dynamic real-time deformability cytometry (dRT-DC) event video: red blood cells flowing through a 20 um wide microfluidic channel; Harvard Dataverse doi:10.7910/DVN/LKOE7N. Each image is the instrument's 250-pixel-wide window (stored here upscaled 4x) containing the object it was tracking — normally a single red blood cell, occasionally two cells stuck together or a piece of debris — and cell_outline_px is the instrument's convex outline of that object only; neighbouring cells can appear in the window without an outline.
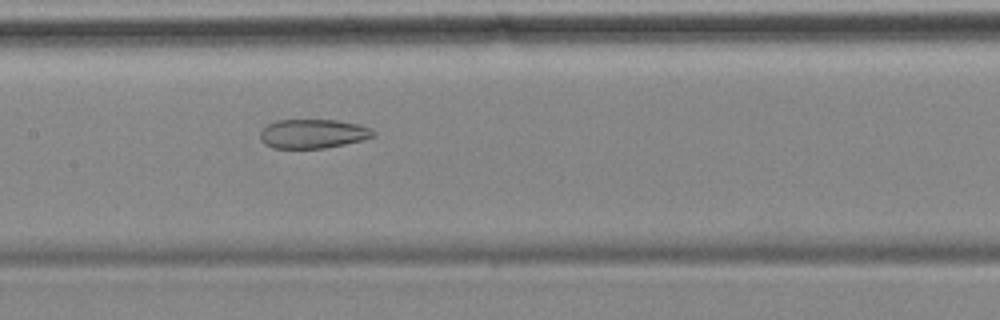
{"species": "common noctule bat (a hibernating species)", "species_latin": "Nyctalus noctula", "temperature_condition": "cold", "stored_images_in_passage": 57, "camera_frame_rate_fps": 3000, "um_per_image_px": 0.085, "animal": {"sex": "female", "body_mass_g": 18.4}, "frame": {"image": 1, "passage_image": 27, "time_ms": 8.667, "image_size_px": [1000, 320], "cell_outline_px": [[376, 136], [364, 140], [324, 148], [272, 148], [264, 144], [260, 140], [260, 132], [268, 124], [276, 120], [336, 120], [360, 124], [376, 132]], "centroid_in_image_um": [26.61, 11.37], "position_along_channel_um": 180.8, "area_um2": 19.31}}
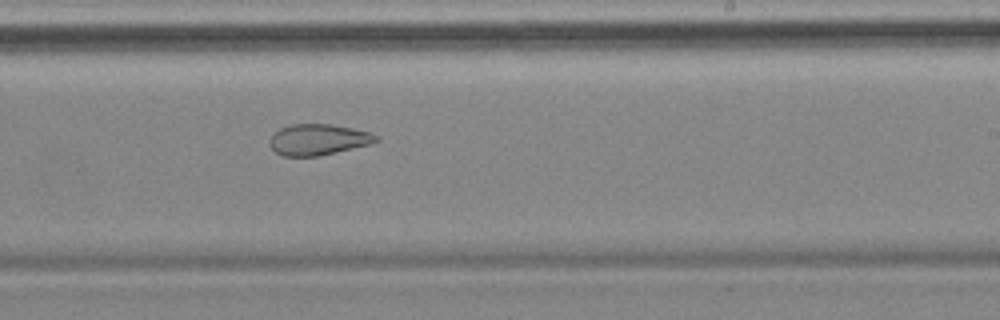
{"frame": {"image": 2, "passage_image": 34, "time_ms": 11.0, "image_size_px": [1000, 320], "cell_outline_px": [[380, 140], [372, 144], [336, 152], [316, 156], [284, 156], [276, 152], [268, 144], [272, 136], [280, 128], [292, 124], [332, 124], [372, 132], [380, 136]], "centroid_in_image_um": [27.11, 11.86], "position_along_channel_um": 261.9, "area_um2": 19.31}}
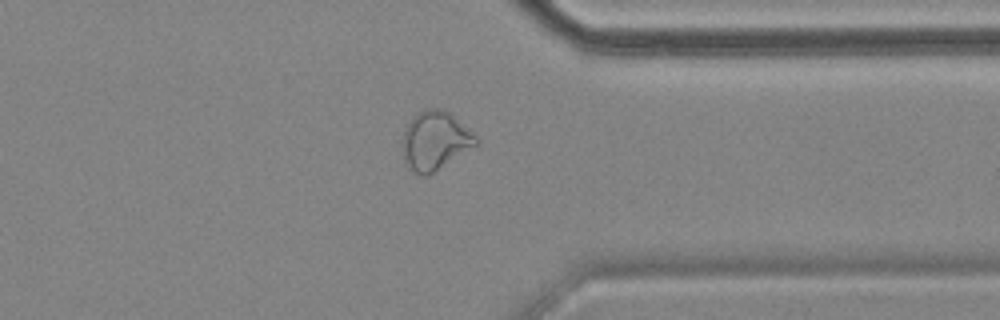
{"frame": {"image": 3, "passage_image": 44, "time_ms": 14.333, "image_size_px": [1000, 320], "cell_outline_px": [[480, 144], [428, 176], [424, 176], [412, 172], [404, 156], [404, 128], [412, 116], [428, 108], [440, 108], [448, 112], [468, 128], [480, 140]], "centroid_in_image_um": [37.02, 11.96], "position_along_channel_um": 374.4, "area_um2": 25.09}, "authors_computed_cell_mechanics": {"area_um2": 26.7036, "velocity_mm_per_s": 3.4949, "shape_relaxation_time_tau1_ms": null, "shape_relaxation_time_tau2_ms": 3.3612, "deformation_change_tau1": null, "deformation_change_tau2": 0.1}}